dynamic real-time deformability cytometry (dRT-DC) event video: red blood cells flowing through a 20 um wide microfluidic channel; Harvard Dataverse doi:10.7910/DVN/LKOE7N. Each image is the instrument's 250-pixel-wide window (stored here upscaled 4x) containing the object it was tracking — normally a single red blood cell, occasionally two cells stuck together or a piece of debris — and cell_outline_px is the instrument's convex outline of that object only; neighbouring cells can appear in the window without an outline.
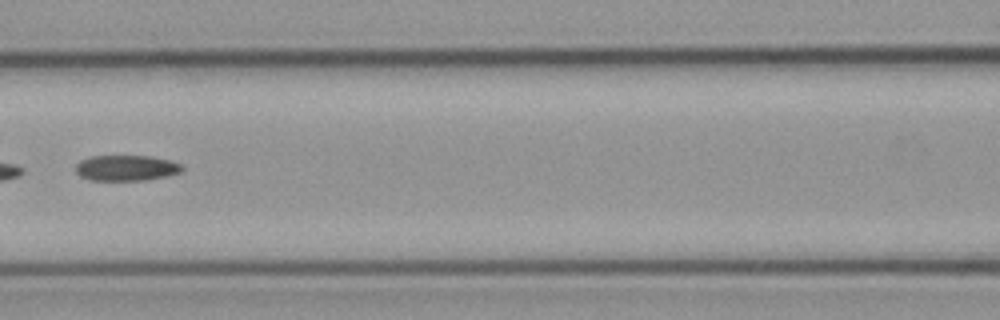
{"species": "common noctule bat (a hibernating species)", "species_latin": "Nyctalus noctula", "temperature_condition": "cold", "stored_images_in_passage": 10, "segment_of_instrument_passage": [2, 2], "camera_frame_rate_fps": 3000, "um_per_image_px": 0.085, "animal": {"sex": "male", "body_mass_g": 23.1, "forearm_length_mm": 52.7}, "frame": {"image": 1, "passage_image": 7, "time_ms": 8.0, "image_size_px": [1000, 320], "cell_outline_px": [[184, 168], [180, 172], [168, 176], [144, 180], [88, 180], [80, 176], [76, 172], [76, 164], [80, 160], [92, 156], [152, 156], [168, 160], [180, 164]], "centroid_in_image_um": [10.71, 14.28], "position_along_channel_um": 155.9, "area_um2": 15.9}}
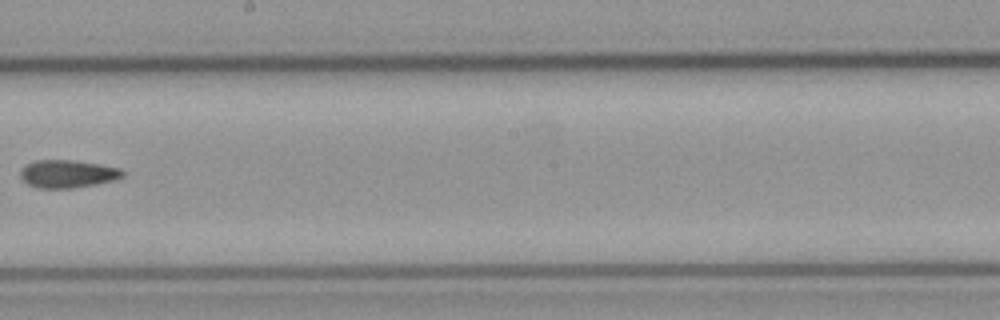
{"frame": {"image": 2, "passage_image": 9, "time_ms": 10.333, "image_size_px": [1000, 320], "cell_outline_px": [[124, 176], [116, 180], [96, 184], [72, 188], [36, 188], [28, 184], [20, 176], [20, 172], [28, 164], [36, 160], [72, 160], [120, 168], [124, 172]], "centroid_in_image_um": [5.77, 14.79], "position_along_channel_um": 242.4, "area_um2": 16.42}}
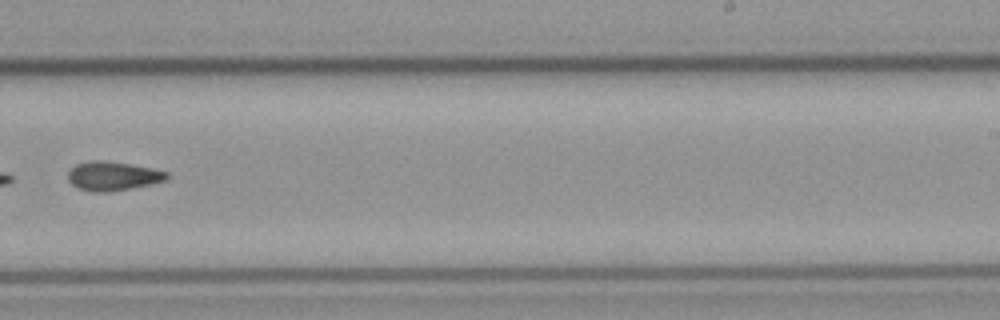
{"frame": {"image": 3, "passage_image": 10, "time_ms": 11.333, "image_size_px": [1000, 320], "cell_outline_px": [[168, 180], [128, 188], [104, 192], [92, 192], [80, 188], [72, 184], [68, 180], [68, 172], [76, 164], [92, 160], [104, 160], [152, 168], [168, 172]], "centroid_in_image_um": [9.58, 14.95], "position_along_channel_um": 279.4, "area_um2": 16.42}}